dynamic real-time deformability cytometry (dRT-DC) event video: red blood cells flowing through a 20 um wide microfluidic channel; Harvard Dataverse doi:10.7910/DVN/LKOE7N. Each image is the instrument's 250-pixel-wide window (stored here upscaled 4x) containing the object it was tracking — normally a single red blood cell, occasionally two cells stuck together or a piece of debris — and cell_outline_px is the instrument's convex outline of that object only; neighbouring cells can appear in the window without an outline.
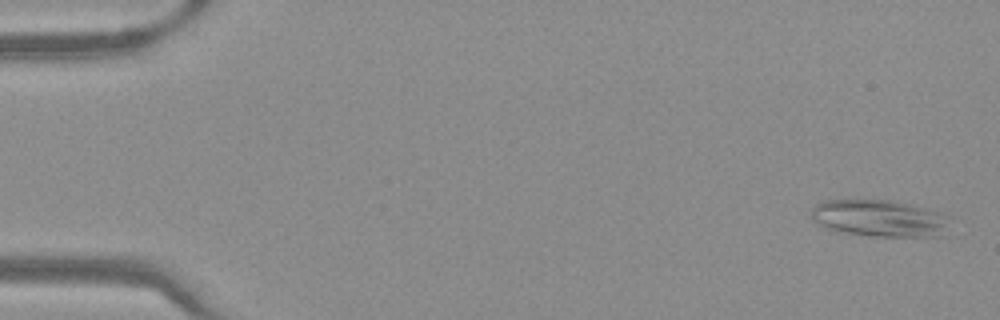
{"species": "Egyptian fruit bat (a non-hibernating species)", "species_latin": "Rousettus aegyptiacus", "temperature_condition": "warm", "stored_images_in_passage": 51, "camera_frame_rate_fps": 3000, "um_per_image_px": 0.085, "frame": {"image": 1, "passage_image": 2, "time_ms": 0.333, "image_size_px": [1000, 320], "cell_outline_px": [[948, 216], [944, 236], [872, 236], [836, 232], [812, 220], [812, 208], [816, 204], [824, 200], [888, 200], [908, 204], [940, 212]], "centroid_in_image_um": [74.72, 18.56], "position_along_channel_um": 10.3, "area_um2": 29.59}}
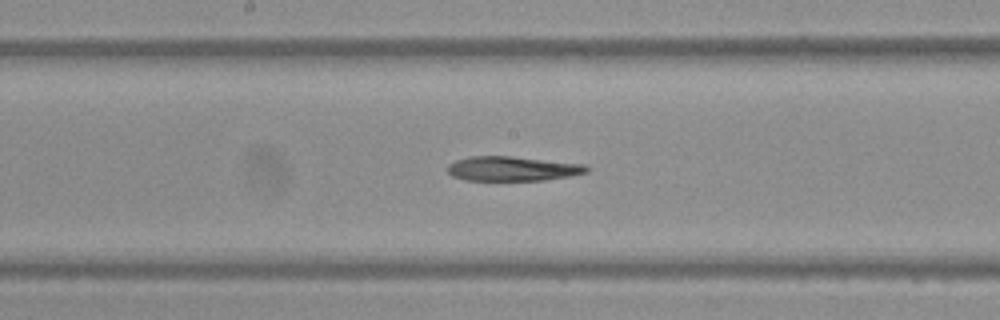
{"frame": {"image": 2, "passage_image": 27, "time_ms": 8.667, "image_size_px": [1000, 320], "cell_outline_px": [[592, 168], [588, 172], [568, 176], [544, 180], [464, 180], [452, 176], [448, 172], [448, 164], [456, 160], [468, 156], [512, 156], [584, 164]], "centroid_in_image_um": [43.56, 14.33], "position_along_channel_um": 204.6, "area_um2": 19.94}}
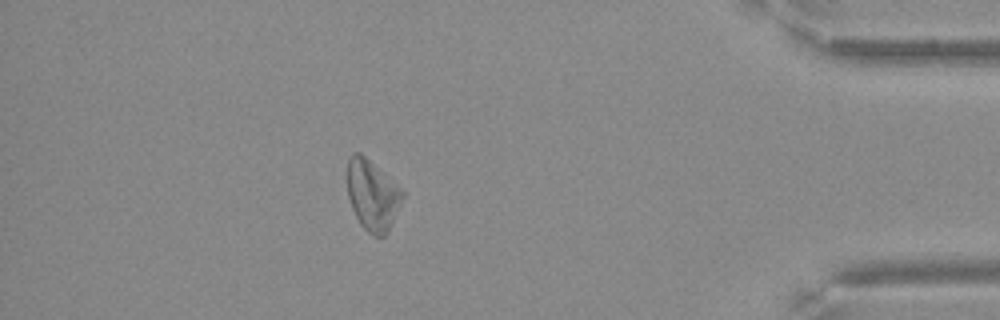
{"frame": {"image": 3, "passage_image": 45, "time_ms": 14.667, "image_size_px": [1000, 320], "cell_outline_px": [[404, 196], [388, 232], [384, 236], [372, 236], [360, 224], [352, 208], [348, 196], [348, 160], [352, 152], [360, 152], [400, 188], [404, 192]], "centroid_in_image_um": [31.65, 16.61], "position_along_channel_um": 403.6, "area_um2": 22.31}}